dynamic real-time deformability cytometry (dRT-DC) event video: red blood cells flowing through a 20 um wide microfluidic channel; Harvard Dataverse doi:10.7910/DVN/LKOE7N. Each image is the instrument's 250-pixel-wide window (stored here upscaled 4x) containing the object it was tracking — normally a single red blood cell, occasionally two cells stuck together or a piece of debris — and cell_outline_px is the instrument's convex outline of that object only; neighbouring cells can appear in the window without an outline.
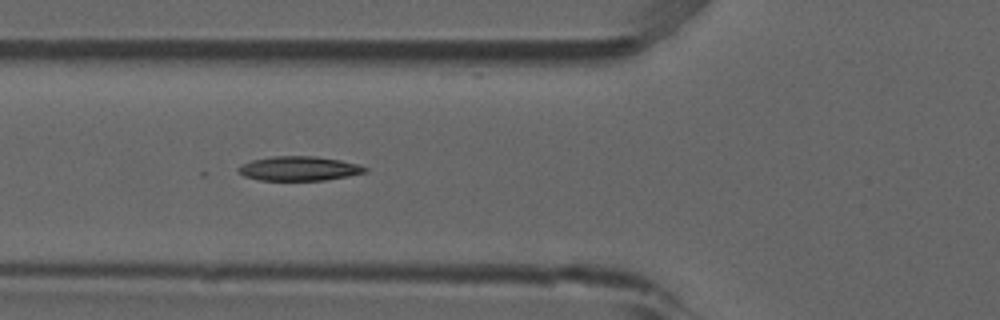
{"species": "common noctule bat (a hibernating species)", "species_latin": "Nyctalus noctula", "temperature_condition": "room temperature", "stored_images_in_passage": 11, "camera_frame_rate_fps": 3000, "um_per_image_px": 0.085, "animal": {"sex": "male", "forearm_length_mm": 52.5}, "frame": {"image": 1, "passage_image": 8, "time_ms": 2.333, "image_size_px": [1000, 320], "cell_outline_px": [[368, 172], [348, 176], [324, 180], [260, 180], [244, 176], [236, 172], [236, 168], [240, 164], [252, 160], [272, 156], [316, 156], [340, 160], [356, 164], [368, 168]], "centroid_in_image_um": [25.37, 14.32], "position_along_channel_um": 100.4, "area_um2": 18.09}}
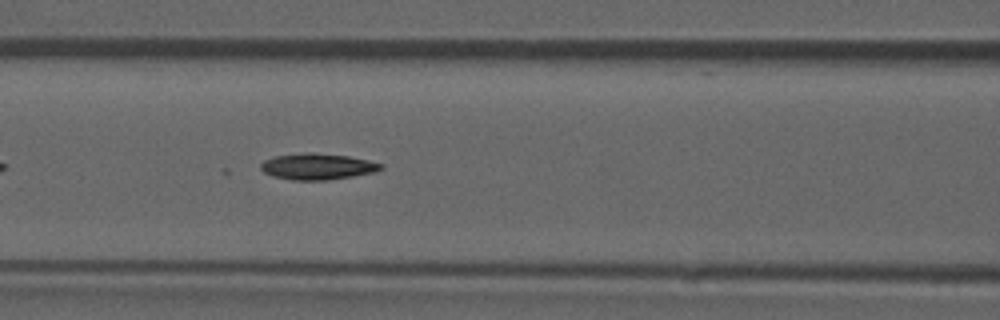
{"frame": {"image": 2, "passage_image": 11, "time_ms": 3.333, "image_size_px": [1000, 320], "cell_outline_px": [[384, 168], [376, 172], [328, 180], [292, 180], [272, 176], [264, 172], [260, 168], [260, 164], [264, 160], [276, 156], [304, 152], [312, 152], [348, 156], [368, 160], [384, 164]], "centroid_in_image_um": [27.0, 14.15], "position_along_channel_um": 139.6, "area_um2": 18.44}}